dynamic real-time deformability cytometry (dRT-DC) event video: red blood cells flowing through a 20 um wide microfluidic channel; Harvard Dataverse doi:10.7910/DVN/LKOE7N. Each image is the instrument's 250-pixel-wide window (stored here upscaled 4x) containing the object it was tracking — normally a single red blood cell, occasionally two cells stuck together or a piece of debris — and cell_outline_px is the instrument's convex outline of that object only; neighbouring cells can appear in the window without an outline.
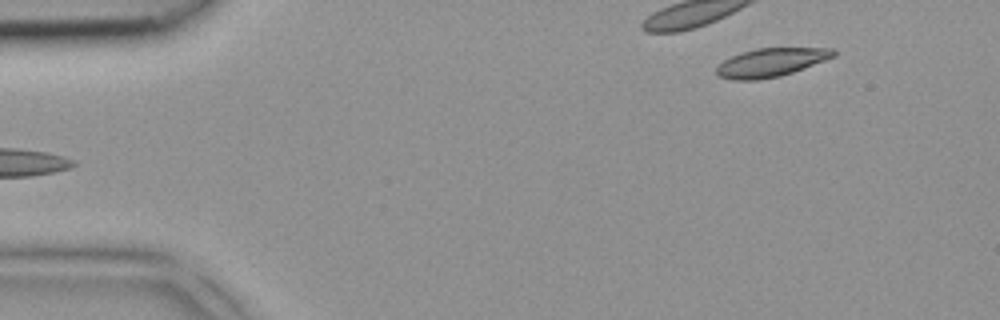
{"species": "common noctule bat (a hibernating species)", "species_latin": "Nyctalus noctula", "temperature_condition": "room temperature", "stored_images_in_passage": 4, "camera_frame_rate_fps": 3000, "um_per_image_px": 0.085, "animal": {"sex": "female", "body_mass_g": 18.4}, "frame": {"image": 1, "passage_image": 4, "time_ms": 1.0, "image_size_px": [1000, 320], "cell_outline_px": [[836, 56], [804, 68], [780, 76], [756, 80], [732, 80], [720, 76], [716, 72], [716, 68], [724, 60], [740, 52], [756, 48], [832, 48], [836, 52]], "centroid_in_image_um": [65.53, 5.3], "position_along_channel_um": 19.5, "area_um2": 19.36}}